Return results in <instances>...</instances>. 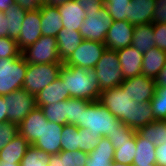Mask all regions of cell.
<instances>
[{
	"label": "cell",
	"mask_w": 166,
	"mask_h": 166,
	"mask_svg": "<svg viewBox=\"0 0 166 166\" xmlns=\"http://www.w3.org/2000/svg\"><path fill=\"white\" fill-rule=\"evenodd\" d=\"M98 102L105 106L117 119L135 131L155 121L150 104L130 100V97L127 93H124L121 86L102 91Z\"/></svg>",
	"instance_id": "obj_1"
},
{
	"label": "cell",
	"mask_w": 166,
	"mask_h": 166,
	"mask_svg": "<svg viewBox=\"0 0 166 166\" xmlns=\"http://www.w3.org/2000/svg\"><path fill=\"white\" fill-rule=\"evenodd\" d=\"M59 77L63 80L70 98H80L90 102L99 100L101 91L94 69L63 64Z\"/></svg>",
	"instance_id": "obj_2"
},
{
	"label": "cell",
	"mask_w": 166,
	"mask_h": 166,
	"mask_svg": "<svg viewBox=\"0 0 166 166\" xmlns=\"http://www.w3.org/2000/svg\"><path fill=\"white\" fill-rule=\"evenodd\" d=\"M121 123L105 106L95 101L82 111L81 121L76 126L88 129L94 138H101L118 129Z\"/></svg>",
	"instance_id": "obj_3"
},
{
	"label": "cell",
	"mask_w": 166,
	"mask_h": 166,
	"mask_svg": "<svg viewBox=\"0 0 166 166\" xmlns=\"http://www.w3.org/2000/svg\"><path fill=\"white\" fill-rule=\"evenodd\" d=\"M27 63L22 55L16 58H0V96L21 89Z\"/></svg>",
	"instance_id": "obj_4"
},
{
	"label": "cell",
	"mask_w": 166,
	"mask_h": 166,
	"mask_svg": "<svg viewBox=\"0 0 166 166\" xmlns=\"http://www.w3.org/2000/svg\"><path fill=\"white\" fill-rule=\"evenodd\" d=\"M116 50L107 49L94 66L100 91L120 86L124 81Z\"/></svg>",
	"instance_id": "obj_5"
},
{
	"label": "cell",
	"mask_w": 166,
	"mask_h": 166,
	"mask_svg": "<svg viewBox=\"0 0 166 166\" xmlns=\"http://www.w3.org/2000/svg\"><path fill=\"white\" fill-rule=\"evenodd\" d=\"M63 64H27L22 88L32 95H37L43 88L53 83L60 75Z\"/></svg>",
	"instance_id": "obj_6"
},
{
	"label": "cell",
	"mask_w": 166,
	"mask_h": 166,
	"mask_svg": "<svg viewBox=\"0 0 166 166\" xmlns=\"http://www.w3.org/2000/svg\"><path fill=\"white\" fill-rule=\"evenodd\" d=\"M27 64H63L58 54L57 39L42 35L34 44L21 51Z\"/></svg>",
	"instance_id": "obj_7"
},
{
	"label": "cell",
	"mask_w": 166,
	"mask_h": 166,
	"mask_svg": "<svg viewBox=\"0 0 166 166\" xmlns=\"http://www.w3.org/2000/svg\"><path fill=\"white\" fill-rule=\"evenodd\" d=\"M7 102V122L20 124L27 115L37 106L35 95L28 93L21 88L11 92L8 95H3Z\"/></svg>",
	"instance_id": "obj_8"
},
{
	"label": "cell",
	"mask_w": 166,
	"mask_h": 166,
	"mask_svg": "<svg viewBox=\"0 0 166 166\" xmlns=\"http://www.w3.org/2000/svg\"><path fill=\"white\" fill-rule=\"evenodd\" d=\"M105 50L106 46L104 43L83 39L63 64L83 69H93Z\"/></svg>",
	"instance_id": "obj_9"
},
{
	"label": "cell",
	"mask_w": 166,
	"mask_h": 166,
	"mask_svg": "<svg viewBox=\"0 0 166 166\" xmlns=\"http://www.w3.org/2000/svg\"><path fill=\"white\" fill-rule=\"evenodd\" d=\"M112 22L111 15L104 7L99 12H92L90 16L85 17L79 33L83 39L105 43V37Z\"/></svg>",
	"instance_id": "obj_10"
},
{
	"label": "cell",
	"mask_w": 166,
	"mask_h": 166,
	"mask_svg": "<svg viewBox=\"0 0 166 166\" xmlns=\"http://www.w3.org/2000/svg\"><path fill=\"white\" fill-rule=\"evenodd\" d=\"M120 86L124 89V93L130 97V100H135L137 103H149L156 89L155 79L142 74L125 79Z\"/></svg>",
	"instance_id": "obj_11"
},
{
	"label": "cell",
	"mask_w": 166,
	"mask_h": 166,
	"mask_svg": "<svg viewBox=\"0 0 166 166\" xmlns=\"http://www.w3.org/2000/svg\"><path fill=\"white\" fill-rule=\"evenodd\" d=\"M41 33V12L40 9L27 11L23 20L19 38L16 40L20 51L34 44Z\"/></svg>",
	"instance_id": "obj_12"
},
{
	"label": "cell",
	"mask_w": 166,
	"mask_h": 166,
	"mask_svg": "<svg viewBox=\"0 0 166 166\" xmlns=\"http://www.w3.org/2000/svg\"><path fill=\"white\" fill-rule=\"evenodd\" d=\"M134 28L135 26L127 21L114 20L105 37L106 48L118 50L131 46Z\"/></svg>",
	"instance_id": "obj_13"
},
{
	"label": "cell",
	"mask_w": 166,
	"mask_h": 166,
	"mask_svg": "<svg viewBox=\"0 0 166 166\" xmlns=\"http://www.w3.org/2000/svg\"><path fill=\"white\" fill-rule=\"evenodd\" d=\"M44 122L48 120L42 109L36 106L19 124V133L27 139L30 145H33L42 135Z\"/></svg>",
	"instance_id": "obj_14"
},
{
	"label": "cell",
	"mask_w": 166,
	"mask_h": 166,
	"mask_svg": "<svg viewBox=\"0 0 166 166\" xmlns=\"http://www.w3.org/2000/svg\"><path fill=\"white\" fill-rule=\"evenodd\" d=\"M116 51L124 80L142 74L143 54L139 50L127 46Z\"/></svg>",
	"instance_id": "obj_15"
},
{
	"label": "cell",
	"mask_w": 166,
	"mask_h": 166,
	"mask_svg": "<svg viewBox=\"0 0 166 166\" xmlns=\"http://www.w3.org/2000/svg\"><path fill=\"white\" fill-rule=\"evenodd\" d=\"M64 125L54 122H44V130L41 137L33 146L50 154H58L61 151V133Z\"/></svg>",
	"instance_id": "obj_16"
},
{
	"label": "cell",
	"mask_w": 166,
	"mask_h": 166,
	"mask_svg": "<svg viewBox=\"0 0 166 166\" xmlns=\"http://www.w3.org/2000/svg\"><path fill=\"white\" fill-rule=\"evenodd\" d=\"M114 152L115 148L112 142L106 137H101L99 144L92 152L88 153L85 166H130L113 162Z\"/></svg>",
	"instance_id": "obj_17"
},
{
	"label": "cell",
	"mask_w": 166,
	"mask_h": 166,
	"mask_svg": "<svg viewBox=\"0 0 166 166\" xmlns=\"http://www.w3.org/2000/svg\"><path fill=\"white\" fill-rule=\"evenodd\" d=\"M156 0H131L128 5V23L134 26L150 24Z\"/></svg>",
	"instance_id": "obj_18"
},
{
	"label": "cell",
	"mask_w": 166,
	"mask_h": 166,
	"mask_svg": "<svg viewBox=\"0 0 166 166\" xmlns=\"http://www.w3.org/2000/svg\"><path fill=\"white\" fill-rule=\"evenodd\" d=\"M37 107L54 104L70 98L63 80L58 77L53 83L43 88L36 96Z\"/></svg>",
	"instance_id": "obj_19"
},
{
	"label": "cell",
	"mask_w": 166,
	"mask_h": 166,
	"mask_svg": "<svg viewBox=\"0 0 166 166\" xmlns=\"http://www.w3.org/2000/svg\"><path fill=\"white\" fill-rule=\"evenodd\" d=\"M40 12L42 35L56 37L58 32L63 28L58 6L45 4L40 8Z\"/></svg>",
	"instance_id": "obj_20"
},
{
	"label": "cell",
	"mask_w": 166,
	"mask_h": 166,
	"mask_svg": "<svg viewBox=\"0 0 166 166\" xmlns=\"http://www.w3.org/2000/svg\"><path fill=\"white\" fill-rule=\"evenodd\" d=\"M56 39L58 54L62 63H64L71 56L83 40L79 31L66 29L65 27L58 32Z\"/></svg>",
	"instance_id": "obj_21"
},
{
	"label": "cell",
	"mask_w": 166,
	"mask_h": 166,
	"mask_svg": "<svg viewBox=\"0 0 166 166\" xmlns=\"http://www.w3.org/2000/svg\"><path fill=\"white\" fill-rule=\"evenodd\" d=\"M58 10L62 18L63 27L79 31L87 15L85 11L79 7L76 0H71L58 6Z\"/></svg>",
	"instance_id": "obj_22"
},
{
	"label": "cell",
	"mask_w": 166,
	"mask_h": 166,
	"mask_svg": "<svg viewBox=\"0 0 166 166\" xmlns=\"http://www.w3.org/2000/svg\"><path fill=\"white\" fill-rule=\"evenodd\" d=\"M29 146L27 139L18 133L14 139L0 150V162L20 165Z\"/></svg>",
	"instance_id": "obj_23"
},
{
	"label": "cell",
	"mask_w": 166,
	"mask_h": 166,
	"mask_svg": "<svg viewBox=\"0 0 166 166\" xmlns=\"http://www.w3.org/2000/svg\"><path fill=\"white\" fill-rule=\"evenodd\" d=\"M165 66L166 52L158 48H151L143 55L142 75L155 79Z\"/></svg>",
	"instance_id": "obj_24"
},
{
	"label": "cell",
	"mask_w": 166,
	"mask_h": 166,
	"mask_svg": "<svg viewBox=\"0 0 166 166\" xmlns=\"http://www.w3.org/2000/svg\"><path fill=\"white\" fill-rule=\"evenodd\" d=\"M156 164V145L136 132V153L133 166Z\"/></svg>",
	"instance_id": "obj_25"
},
{
	"label": "cell",
	"mask_w": 166,
	"mask_h": 166,
	"mask_svg": "<svg viewBox=\"0 0 166 166\" xmlns=\"http://www.w3.org/2000/svg\"><path fill=\"white\" fill-rule=\"evenodd\" d=\"M131 46L143 55L149 49L156 48L152 23L135 26Z\"/></svg>",
	"instance_id": "obj_26"
},
{
	"label": "cell",
	"mask_w": 166,
	"mask_h": 166,
	"mask_svg": "<svg viewBox=\"0 0 166 166\" xmlns=\"http://www.w3.org/2000/svg\"><path fill=\"white\" fill-rule=\"evenodd\" d=\"M26 12L27 11L20 8L16 3L11 5L8 10L4 12L5 18L7 19V33L9 38L14 40L19 38Z\"/></svg>",
	"instance_id": "obj_27"
},
{
	"label": "cell",
	"mask_w": 166,
	"mask_h": 166,
	"mask_svg": "<svg viewBox=\"0 0 166 166\" xmlns=\"http://www.w3.org/2000/svg\"><path fill=\"white\" fill-rule=\"evenodd\" d=\"M146 140L156 146L166 142V121L155 120L137 131Z\"/></svg>",
	"instance_id": "obj_28"
},
{
	"label": "cell",
	"mask_w": 166,
	"mask_h": 166,
	"mask_svg": "<svg viewBox=\"0 0 166 166\" xmlns=\"http://www.w3.org/2000/svg\"><path fill=\"white\" fill-rule=\"evenodd\" d=\"M115 148L113 162L132 166L136 153V134L128 142L113 144Z\"/></svg>",
	"instance_id": "obj_29"
},
{
	"label": "cell",
	"mask_w": 166,
	"mask_h": 166,
	"mask_svg": "<svg viewBox=\"0 0 166 166\" xmlns=\"http://www.w3.org/2000/svg\"><path fill=\"white\" fill-rule=\"evenodd\" d=\"M61 151L80 150V128L75 125H64L61 133Z\"/></svg>",
	"instance_id": "obj_30"
},
{
	"label": "cell",
	"mask_w": 166,
	"mask_h": 166,
	"mask_svg": "<svg viewBox=\"0 0 166 166\" xmlns=\"http://www.w3.org/2000/svg\"><path fill=\"white\" fill-rule=\"evenodd\" d=\"M40 108L49 122H54L60 125L67 124V99L54 104H47Z\"/></svg>",
	"instance_id": "obj_31"
},
{
	"label": "cell",
	"mask_w": 166,
	"mask_h": 166,
	"mask_svg": "<svg viewBox=\"0 0 166 166\" xmlns=\"http://www.w3.org/2000/svg\"><path fill=\"white\" fill-rule=\"evenodd\" d=\"M50 155L30 145L19 166H48Z\"/></svg>",
	"instance_id": "obj_32"
},
{
	"label": "cell",
	"mask_w": 166,
	"mask_h": 166,
	"mask_svg": "<svg viewBox=\"0 0 166 166\" xmlns=\"http://www.w3.org/2000/svg\"><path fill=\"white\" fill-rule=\"evenodd\" d=\"M149 104L153 110L154 119L166 121V87H156Z\"/></svg>",
	"instance_id": "obj_33"
},
{
	"label": "cell",
	"mask_w": 166,
	"mask_h": 166,
	"mask_svg": "<svg viewBox=\"0 0 166 166\" xmlns=\"http://www.w3.org/2000/svg\"><path fill=\"white\" fill-rule=\"evenodd\" d=\"M90 101L80 98L67 99V124L77 125L81 121L82 111L90 104Z\"/></svg>",
	"instance_id": "obj_34"
},
{
	"label": "cell",
	"mask_w": 166,
	"mask_h": 166,
	"mask_svg": "<svg viewBox=\"0 0 166 166\" xmlns=\"http://www.w3.org/2000/svg\"><path fill=\"white\" fill-rule=\"evenodd\" d=\"M129 2H131V0H104L107 12L111 15L113 21L128 20Z\"/></svg>",
	"instance_id": "obj_35"
},
{
	"label": "cell",
	"mask_w": 166,
	"mask_h": 166,
	"mask_svg": "<svg viewBox=\"0 0 166 166\" xmlns=\"http://www.w3.org/2000/svg\"><path fill=\"white\" fill-rule=\"evenodd\" d=\"M61 166H85L88 153L80 150L60 151Z\"/></svg>",
	"instance_id": "obj_36"
},
{
	"label": "cell",
	"mask_w": 166,
	"mask_h": 166,
	"mask_svg": "<svg viewBox=\"0 0 166 166\" xmlns=\"http://www.w3.org/2000/svg\"><path fill=\"white\" fill-rule=\"evenodd\" d=\"M19 133V125L13 122L0 123V150Z\"/></svg>",
	"instance_id": "obj_37"
},
{
	"label": "cell",
	"mask_w": 166,
	"mask_h": 166,
	"mask_svg": "<svg viewBox=\"0 0 166 166\" xmlns=\"http://www.w3.org/2000/svg\"><path fill=\"white\" fill-rule=\"evenodd\" d=\"M21 55L16 40L0 37V58H16Z\"/></svg>",
	"instance_id": "obj_38"
},
{
	"label": "cell",
	"mask_w": 166,
	"mask_h": 166,
	"mask_svg": "<svg viewBox=\"0 0 166 166\" xmlns=\"http://www.w3.org/2000/svg\"><path fill=\"white\" fill-rule=\"evenodd\" d=\"M137 131L131 129L123 122L118 126V129H115L112 133L106 137L108 138L112 144L128 142Z\"/></svg>",
	"instance_id": "obj_39"
},
{
	"label": "cell",
	"mask_w": 166,
	"mask_h": 166,
	"mask_svg": "<svg viewBox=\"0 0 166 166\" xmlns=\"http://www.w3.org/2000/svg\"><path fill=\"white\" fill-rule=\"evenodd\" d=\"M101 138H94L93 134H90L88 129H80V151L92 152L94 148L99 144Z\"/></svg>",
	"instance_id": "obj_40"
},
{
	"label": "cell",
	"mask_w": 166,
	"mask_h": 166,
	"mask_svg": "<svg viewBox=\"0 0 166 166\" xmlns=\"http://www.w3.org/2000/svg\"><path fill=\"white\" fill-rule=\"evenodd\" d=\"M152 24H166V0H156Z\"/></svg>",
	"instance_id": "obj_41"
},
{
	"label": "cell",
	"mask_w": 166,
	"mask_h": 166,
	"mask_svg": "<svg viewBox=\"0 0 166 166\" xmlns=\"http://www.w3.org/2000/svg\"><path fill=\"white\" fill-rule=\"evenodd\" d=\"M156 48L166 52V24H153Z\"/></svg>",
	"instance_id": "obj_42"
},
{
	"label": "cell",
	"mask_w": 166,
	"mask_h": 166,
	"mask_svg": "<svg viewBox=\"0 0 166 166\" xmlns=\"http://www.w3.org/2000/svg\"><path fill=\"white\" fill-rule=\"evenodd\" d=\"M79 7L83 9L87 16L92 12H99L105 7L104 0H76Z\"/></svg>",
	"instance_id": "obj_43"
},
{
	"label": "cell",
	"mask_w": 166,
	"mask_h": 166,
	"mask_svg": "<svg viewBox=\"0 0 166 166\" xmlns=\"http://www.w3.org/2000/svg\"><path fill=\"white\" fill-rule=\"evenodd\" d=\"M15 3L25 11H33L42 7L39 0H15Z\"/></svg>",
	"instance_id": "obj_44"
},
{
	"label": "cell",
	"mask_w": 166,
	"mask_h": 166,
	"mask_svg": "<svg viewBox=\"0 0 166 166\" xmlns=\"http://www.w3.org/2000/svg\"><path fill=\"white\" fill-rule=\"evenodd\" d=\"M156 165L166 166V142L156 146Z\"/></svg>",
	"instance_id": "obj_45"
},
{
	"label": "cell",
	"mask_w": 166,
	"mask_h": 166,
	"mask_svg": "<svg viewBox=\"0 0 166 166\" xmlns=\"http://www.w3.org/2000/svg\"><path fill=\"white\" fill-rule=\"evenodd\" d=\"M7 102H5L3 96H0V123L7 122Z\"/></svg>",
	"instance_id": "obj_46"
},
{
	"label": "cell",
	"mask_w": 166,
	"mask_h": 166,
	"mask_svg": "<svg viewBox=\"0 0 166 166\" xmlns=\"http://www.w3.org/2000/svg\"><path fill=\"white\" fill-rule=\"evenodd\" d=\"M155 83L156 87H166V66L158 73Z\"/></svg>",
	"instance_id": "obj_47"
},
{
	"label": "cell",
	"mask_w": 166,
	"mask_h": 166,
	"mask_svg": "<svg viewBox=\"0 0 166 166\" xmlns=\"http://www.w3.org/2000/svg\"><path fill=\"white\" fill-rule=\"evenodd\" d=\"M0 37H8L7 19L2 11H0Z\"/></svg>",
	"instance_id": "obj_48"
},
{
	"label": "cell",
	"mask_w": 166,
	"mask_h": 166,
	"mask_svg": "<svg viewBox=\"0 0 166 166\" xmlns=\"http://www.w3.org/2000/svg\"><path fill=\"white\" fill-rule=\"evenodd\" d=\"M60 154H50V160L48 166H61Z\"/></svg>",
	"instance_id": "obj_49"
},
{
	"label": "cell",
	"mask_w": 166,
	"mask_h": 166,
	"mask_svg": "<svg viewBox=\"0 0 166 166\" xmlns=\"http://www.w3.org/2000/svg\"><path fill=\"white\" fill-rule=\"evenodd\" d=\"M15 4V0H0V11L5 12L11 5Z\"/></svg>",
	"instance_id": "obj_50"
},
{
	"label": "cell",
	"mask_w": 166,
	"mask_h": 166,
	"mask_svg": "<svg viewBox=\"0 0 166 166\" xmlns=\"http://www.w3.org/2000/svg\"><path fill=\"white\" fill-rule=\"evenodd\" d=\"M68 1H71V0H49V5L60 6L62 4L67 3Z\"/></svg>",
	"instance_id": "obj_51"
},
{
	"label": "cell",
	"mask_w": 166,
	"mask_h": 166,
	"mask_svg": "<svg viewBox=\"0 0 166 166\" xmlns=\"http://www.w3.org/2000/svg\"><path fill=\"white\" fill-rule=\"evenodd\" d=\"M0 166H19V164H11V163L0 162Z\"/></svg>",
	"instance_id": "obj_52"
},
{
	"label": "cell",
	"mask_w": 166,
	"mask_h": 166,
	"mask_svg": "<svg viewBox=\"0 0 166 166\" xmlns=\"http://www.w3.org/2000/svg\"><path fill=\"white\" fill-rule=\"evenodd\" d=\"M41 5L49 4V0H39Z\"/></svg>",
	"instance_id": "obj_53"
},
{
	"label": "cell",
	"mask_w": 166,
	"mask_h": 166,
	"mask_svg": "<svg viewBox=\"0 0 166 166\" xmlns=\"http://www.w3.org/2000/svg\"><path fill=\"white\" fill-rule=\"evenodd\" d=\"M133 166V165H132ZM140 166H157L156 164L153 165H140Z\"/></svg>",
	"instance_id": "obj_54"
}]
</instances>
